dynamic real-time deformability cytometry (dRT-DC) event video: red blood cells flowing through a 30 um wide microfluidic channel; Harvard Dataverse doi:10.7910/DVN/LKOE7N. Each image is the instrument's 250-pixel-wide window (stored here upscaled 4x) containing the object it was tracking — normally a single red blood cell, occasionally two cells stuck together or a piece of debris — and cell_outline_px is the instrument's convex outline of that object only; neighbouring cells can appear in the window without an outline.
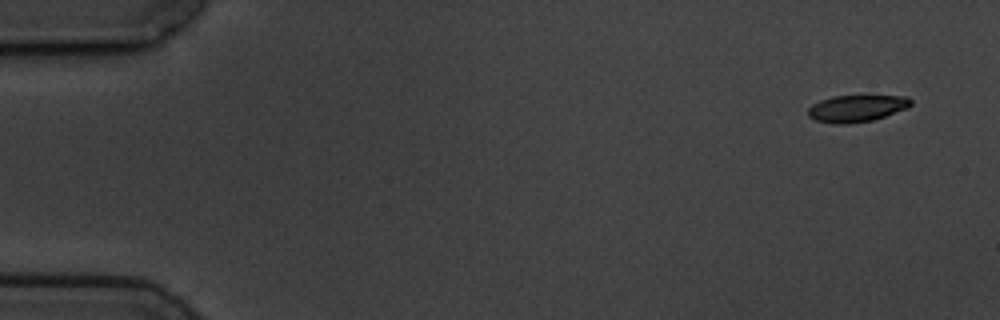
{"species": "common noctule bat (a hibernating species)", "species_latin": "Nyctalus noctula", "temperature_condition": "cold", "stored_images_in_passage": 5, "camera_frame_rate_fps": 3000, "um_per_image_px": 0.085, "animal": {"sex": "male", "body_mass_g": 19.5, "forearm_length_mm": 54.6}, "frame": {"image": 1, "passage_image": 1, "time_ms": 0.0, "image_size_px": [1000, 320], "cell_outline_px": [[912, 104], [908, 108], [872, 120], [848, 124], [832, 124], [816, 120], [808, 116], [808, 108], [812, 104], [820, 100], [832, 96], [908, 96], [912, 100]], "centroid_in_image_um": [72.81, 9.21], "position_along_channel_um": 12.2, "area_um2": 16.13}}
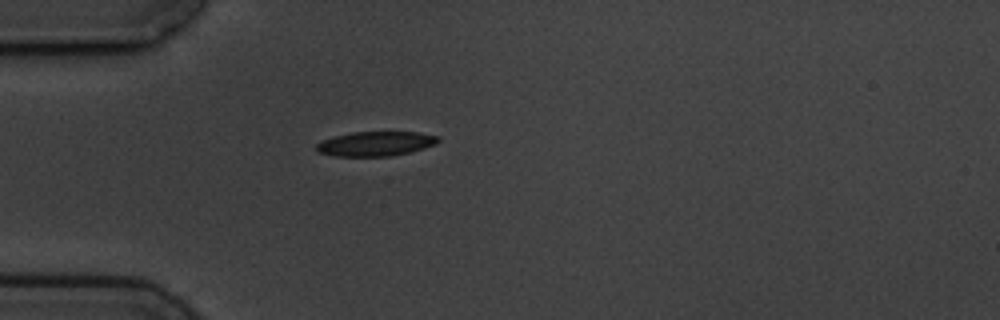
{"frame": {"image": 2, "passage_image": 5, "time_ms": 4.333, "image_size_px": [1000, 320], "cell_outline_px": [[440, 140], [424, 148], [392, 156], [336, 156], [316, 152], [316, 144], [324, 140], [336, 136], [352, 132], [416, 132], [440, 136]], "centroid_in_image_um": [31.91, 12.22], "position_along_channel_um": 53.1, "area_um2": 17.22}}